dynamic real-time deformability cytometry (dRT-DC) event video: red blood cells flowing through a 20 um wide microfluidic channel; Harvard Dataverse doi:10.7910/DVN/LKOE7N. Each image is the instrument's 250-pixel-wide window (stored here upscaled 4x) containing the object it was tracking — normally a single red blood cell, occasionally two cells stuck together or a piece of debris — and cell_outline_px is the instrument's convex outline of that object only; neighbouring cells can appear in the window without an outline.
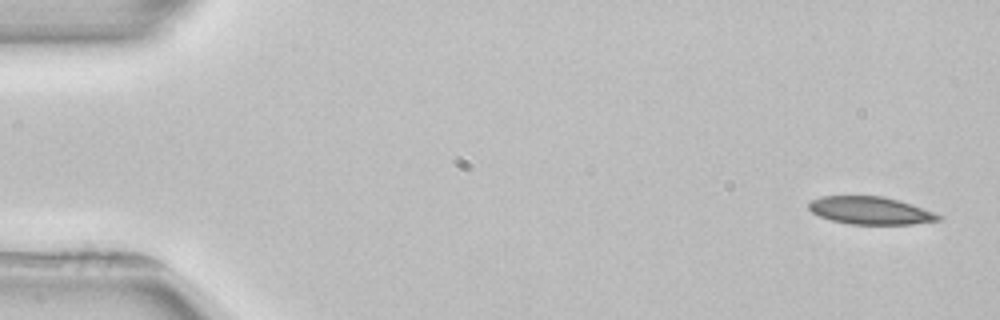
{"species": "common noctule bat (a hibernating species)", "species_latin": "Nyctalus noctula", "temperature_condition": "room temperature", "stored_images_in_passage": 4, "camera_frame_rate_fps": 3000, "um_per_image_px": 0.085, "animal": {"sex": "female", "body_mass_g": 22.7, "forearm_length_mm": 54.2}, "frame": {"image": 1, "passage_image": 1, "time_ms": 0.0, "image_size_px": [1000, 320], "cell_outline_px": [[940, 220], [912, 224], [848, 224], [832, 220], [820, 216], [812, 212], [808, 208], [808, 204], [812, 200], [820, 196], [884, 196], [932, 212], [940, 216]], "centroid_in_image_um": [73.9, 17.9], "position_along_channel_um": 11.1, "area_um2": 20.46}}
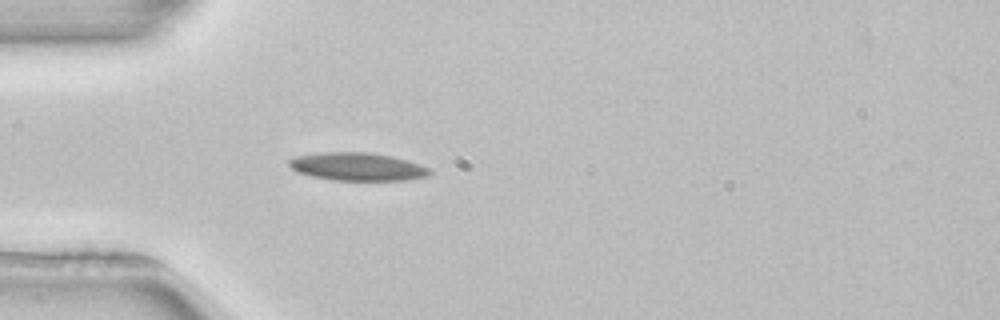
{"frame": {"image": 2, "passage_image": 4, "time_ms": 4.333, "image_size_px": [1000, 320], "cell_outline_px": [[432, 172], [428, 176], [404, 180], [332, 180], [312, 176], [296, 172], [288, 164], [288, 160], [296, 156], [320, 152], [368, 152], [392, 156], [420, 164], [428, 168]], "centroid_in_image_um": [30.36, 14.16], "position_along_channel_um": 54.6, "area_um2": 22.95}}